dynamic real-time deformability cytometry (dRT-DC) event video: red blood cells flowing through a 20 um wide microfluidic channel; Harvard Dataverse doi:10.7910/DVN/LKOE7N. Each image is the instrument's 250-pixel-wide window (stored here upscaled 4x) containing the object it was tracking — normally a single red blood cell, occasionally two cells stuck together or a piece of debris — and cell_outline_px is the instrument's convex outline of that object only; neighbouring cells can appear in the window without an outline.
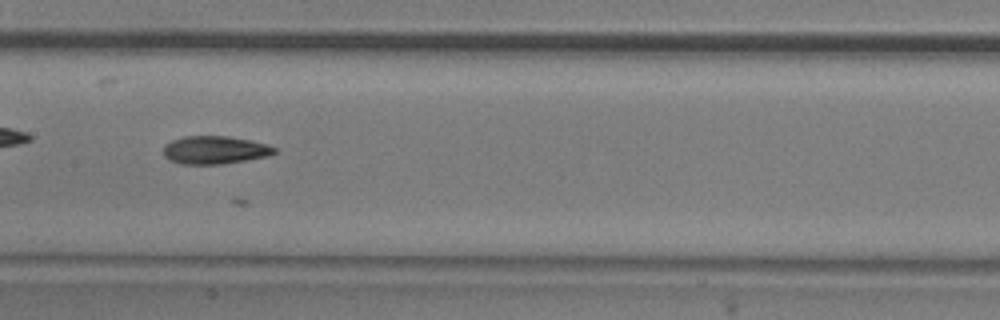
{"species": "common noctule bat (a hibernating species)", "species_latin": "Nyctalus noctula", "temperature_condition": "room temperature", "stored_images_in_passage": 24, "camera_frame_rate_fps": 3000, "um_per_image_px": 0.085, "animal": {"sex": "male", "body_mass_g": 20.5, "forearm_length_mm": 52.5}, "frame": {"image": 1, "passage_image": 11, "time_ms": 3.333, "image_size_px": [1000, 320], "cell_outline_px": [[276, 152], [268, 156], [224, 164], [180, 164], [168, 160], [164, 156], [164, 144], [172, 140], [184, 136], [228, 136], [252, 140], [276, 148]], "centroid_in_image_um": [18.23, 12.75], "position_along_channel_um": 189.2, "area_um2": 18.21}}
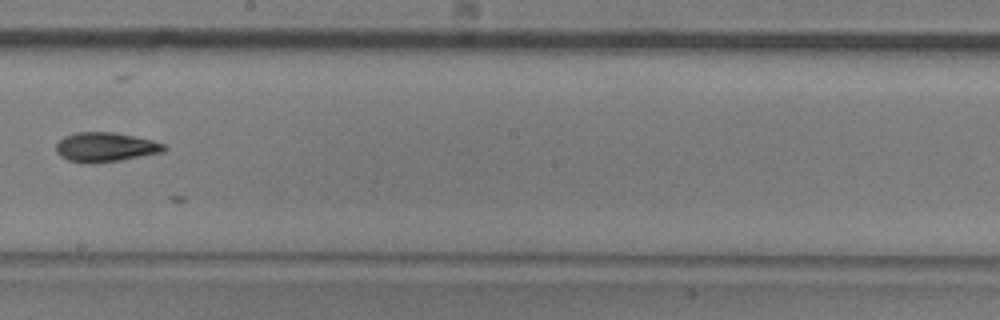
{"frame": {"image": 2, "passage_image": 15, "time_ms": 4.667, "image_size_px": [1000, 320], "cell_outline_px": [[168, 148], [164, 152], [120, 160], [92, 164], [88, 164], [68, 160], [60, 156], [56, 152], [56, 144], [64, 136], [76, 132], [112, 132], [152, 140], [164, 144]], "centroid_in_image_um": [8.95, 12.51], "position_along_channel_um": 239.3, "area_um2": 18.55}}